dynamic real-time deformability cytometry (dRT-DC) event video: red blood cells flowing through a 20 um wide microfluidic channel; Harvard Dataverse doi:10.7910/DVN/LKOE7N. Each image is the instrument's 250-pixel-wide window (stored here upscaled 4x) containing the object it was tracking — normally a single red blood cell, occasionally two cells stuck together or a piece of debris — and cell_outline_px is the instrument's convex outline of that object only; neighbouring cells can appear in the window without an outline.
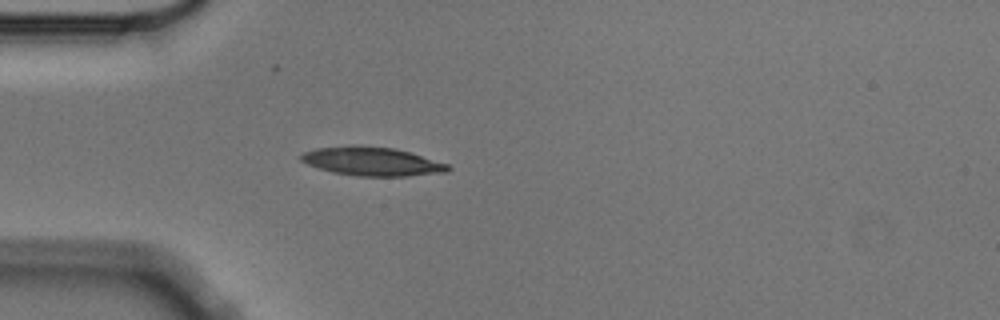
{"species": "Egyptian fruit bat (a non-hibernating species)", "species_latin": "Rousettus aegyptiacus", "temperature_condition": "cold", "stored_images_in_passage": 2, "camera_frame_rate_fps": 3000, "um_per_image_px": 0.085, "animal": {"sex": "male"}, "frame": {"image": 1, "passage_image": 2, "time_ms": 0.333, "image_size_px": [1000, 320], "cell_outline_px": [[452, 168], [448, 172], [408, 176], [356, 176], [332, 172], [308, 164], [300, 160], [300, 156], [304, 152], [316, 148], [392, 148], [408, 152], [448, 164]], "centroid_in_image_um": [31.68, 13.77], "position_along_channel_um": 53.3, "area_um2": 23.47}}